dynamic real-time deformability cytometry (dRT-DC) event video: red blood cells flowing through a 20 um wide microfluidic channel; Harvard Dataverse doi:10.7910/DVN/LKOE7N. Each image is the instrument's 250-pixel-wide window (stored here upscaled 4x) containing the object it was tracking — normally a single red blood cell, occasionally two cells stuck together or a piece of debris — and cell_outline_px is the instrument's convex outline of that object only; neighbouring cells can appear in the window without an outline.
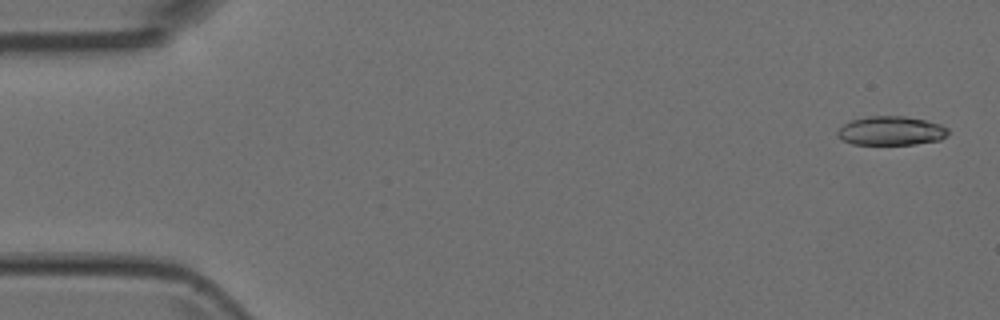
{"species": "Egyptian fruit bat (a non-hibernating species)", "species_latin": "Rousettus aegyptiacus", "temperature_condition": "room temperature", "stored_images_in_passage": 4, "camera_frame_rate_fps": 3000, "um_per_image_px": 0.085, "animal": {"sex": "female"}, "frame": {"image": 1, "passage_image": 1, "time_ms": 0.0, "image_size_px": [1000, 320], "cell_outline_px": [[948, 136], [940, 140], [916, 144], [852, 144], [836, 136], [836, 132], [844, 124], [852, 120], [868, 116], [904, 116], [924, 120], [940, 124], [948, 128]], "centroid_in_image_um": [75.75, 11.12], "position_along_channel_um": 9.2, "area_um2": 18.67}}